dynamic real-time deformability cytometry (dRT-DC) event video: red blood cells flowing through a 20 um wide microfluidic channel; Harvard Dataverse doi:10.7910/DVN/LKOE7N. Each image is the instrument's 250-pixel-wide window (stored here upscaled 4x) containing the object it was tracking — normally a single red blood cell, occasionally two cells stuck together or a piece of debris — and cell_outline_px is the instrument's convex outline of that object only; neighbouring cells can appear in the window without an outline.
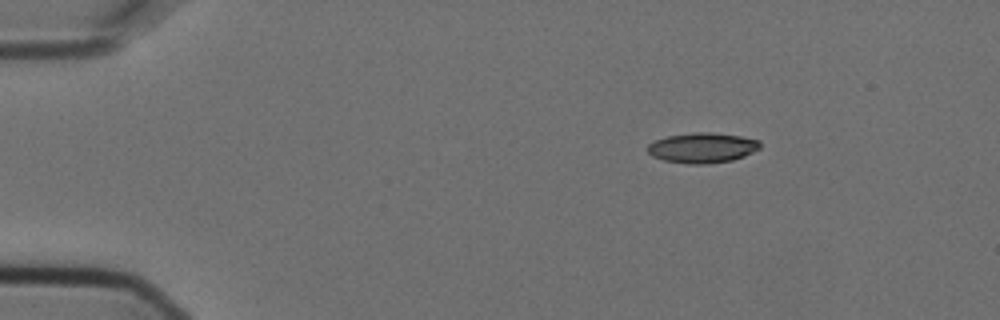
{"species": "Egyptian fruit bat (a non-hibernating species)", "species_latin": "Rousettus aegyptiacus", "temperature_condition": "cold", "stored_images_in_passage": 7, "camera_frame_rate_fps": 3000, "um_per_image_px": 0.085, "animal": {"sex": "female"}, "frame": {"image": 1, "passage_image": 1, "time_ms": 0.0, "image_size_px": [1000, 320], "cell_outline_px": [[760, 148], [744, 156], [732, 160], [708, 164], [688, 164], [664, 160], [652, 156], [648, 152], [648, 144], [656, 140], [668, 136], [692, 132], [712, 132], [740, 136], [760, 140]], "centroid_in_image_um": [59.71, 12.56], "position_along_channel_um": 25.3, "area_um2": 19.77}}
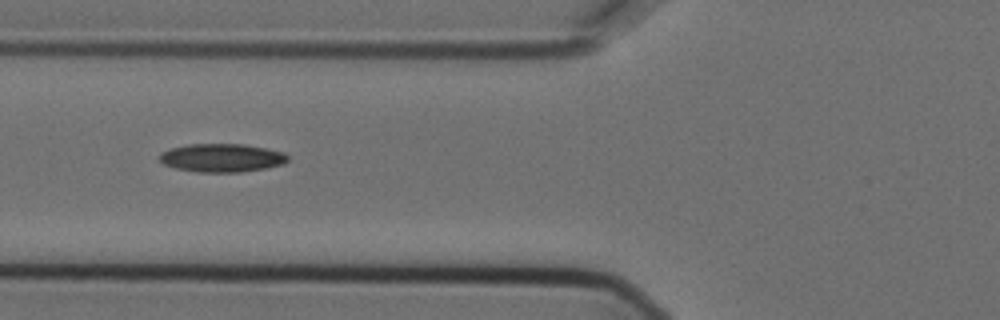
{"frame": {"image": 2, "passage_image": 4, "time_ms": 1.0, "image_size_px": [1000, 320], "cell_outline_px": [[288, 160], [284, 164], [264, 168], [240, 172], [196, 172], [176, 168], [164, 164], [156, 156], [160, 152], [172, 148], [188, 144], [244, 144], [268, 148], [284, 152], [288, 156]], "centroid_in_image_um": [18.85, 13.41], "position_along_channel_um": 107.0, "area_um2": 21.33}}
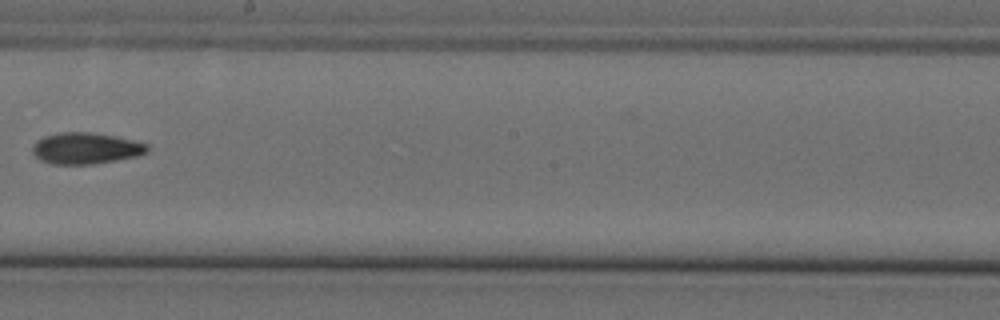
{"frame": {"image": 3, "passage_image": 7, "time_ms": 2.0, "image_size_px": [1000, 320], "cell_outline_px": [[148, 152], [136, 156], [116, 160], [92, 164], [52, 164], [40, 160], [32, 152], [32, 144], [36, 140], [44, 136], [60, 132], [88, 132], [112, 136], [132, 140], [148, 144]], "centroid_in_image_um": [7.24, 12.61], "position_along_channel_um": 241.0, "area_um2": 20.87}}